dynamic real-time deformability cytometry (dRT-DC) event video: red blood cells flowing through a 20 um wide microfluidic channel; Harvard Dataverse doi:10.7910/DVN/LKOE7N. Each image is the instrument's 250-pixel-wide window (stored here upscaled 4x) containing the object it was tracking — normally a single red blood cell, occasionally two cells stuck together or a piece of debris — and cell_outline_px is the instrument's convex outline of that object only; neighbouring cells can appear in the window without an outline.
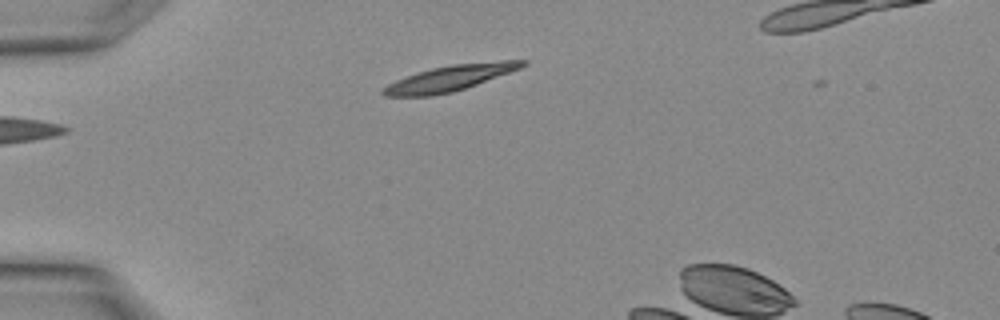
{"species": "Egyptian fruit bat (a non-hibernating species)", "species_latin": "Rousettus aegyptiacus", "temperature_condition": "warm", "stored_images_in_passage": 3, "camera_frame_rate_fps": 3000, "um_per_image_px": 0.085, "animal": {"sex": "female"}, "frame": {"image": 1, "passage_image": 2, "time_ms": 0.333, "image_size_px": [1000, 320], "cell_outline_px": [[528, 64], [520, 68], [476, 84], [452, 92], [428, 96], [384, 96], [380, 92], [388, 84], [396, 80], [432, 68], [452, 64], [500, 60], [528, 60]], "centroid_in_image_um": [38.26, 6.63], "position_along_channel_um": 46.7, "area_um2": 20.52}}